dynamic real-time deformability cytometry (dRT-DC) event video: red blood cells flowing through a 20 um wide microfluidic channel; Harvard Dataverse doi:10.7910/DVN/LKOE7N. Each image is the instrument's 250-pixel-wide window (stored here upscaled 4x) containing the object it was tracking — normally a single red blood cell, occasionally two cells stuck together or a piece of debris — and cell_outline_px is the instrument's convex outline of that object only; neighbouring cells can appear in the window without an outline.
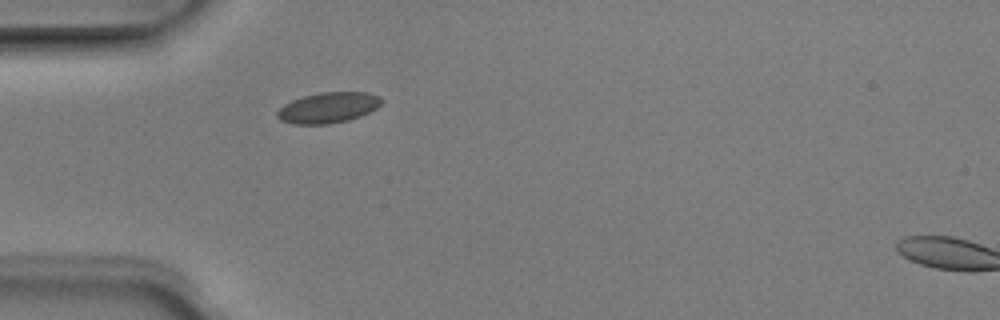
{"species": "Egyptian fruit bat (a non-hibernating species)", "species_latin": "Rousettus aegyptiacus", "temperature_condition": "room temperature", "stored_images_in_passage": 2, "camera_frame_rate_fps": 3000, "um_per_image_px": 0.085, "animal": {"sex": "male"}, "frame": {"image": 1, "passage_image": 1, "time_ms": 0.0, "image_size_px": [1000, 320], "cell_outline_px": [[384, 100], [376, 108], [360, 116], [348, 120], [328, 124], [292, 124], [280, 120], [276, 116], [276, 112], [284, 104], [292, 100], [304, 96], [320, 92], [368, 92], [380, 96]], "centroid_in_image_um": [27.89, 9.15], "position_along_channel_um": 57.1, "area_um2": 18.67}}